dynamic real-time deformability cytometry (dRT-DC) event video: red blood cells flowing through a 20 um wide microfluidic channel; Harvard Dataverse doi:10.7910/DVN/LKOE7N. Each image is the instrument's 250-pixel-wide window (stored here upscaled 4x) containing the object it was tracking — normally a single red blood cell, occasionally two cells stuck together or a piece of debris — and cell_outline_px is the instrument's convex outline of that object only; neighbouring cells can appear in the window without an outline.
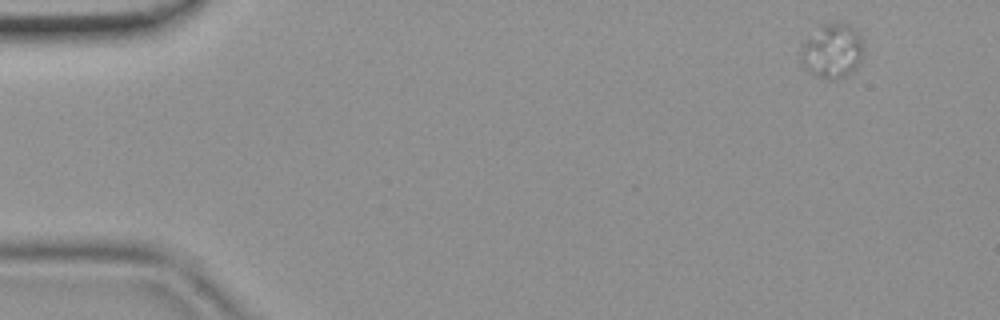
{"species": "common noctule bat (a hibernating species)", "species_latin": "Nyctalus noctula", "temperature_condition": "room temperature", "stored_images_in_passage": 4, "camera_frame_rate_fps": 3000, "um_per_image_px": 0.085, "animal": {"sex": "female", "body_mass_g": 19.9}, "frame": {"image": 1, "passage_image": 1, "time_ms": 0.0, "image_size_px": [1000, 320], "cell_outline_px": [[864, 48], [860, 60], [856, 68], [844, 76], [836, 80], [824, 80], [816, 76], [804, 68], [800, 60], [800, 52], [804, 44], [816, 24], [836, 20], [848, 24], [860, 36], [864, 44]], "centroid_in_image_um": [70.71, 4.29], "position_along_channel_um": 14.3, "area_um2": 20.52}}